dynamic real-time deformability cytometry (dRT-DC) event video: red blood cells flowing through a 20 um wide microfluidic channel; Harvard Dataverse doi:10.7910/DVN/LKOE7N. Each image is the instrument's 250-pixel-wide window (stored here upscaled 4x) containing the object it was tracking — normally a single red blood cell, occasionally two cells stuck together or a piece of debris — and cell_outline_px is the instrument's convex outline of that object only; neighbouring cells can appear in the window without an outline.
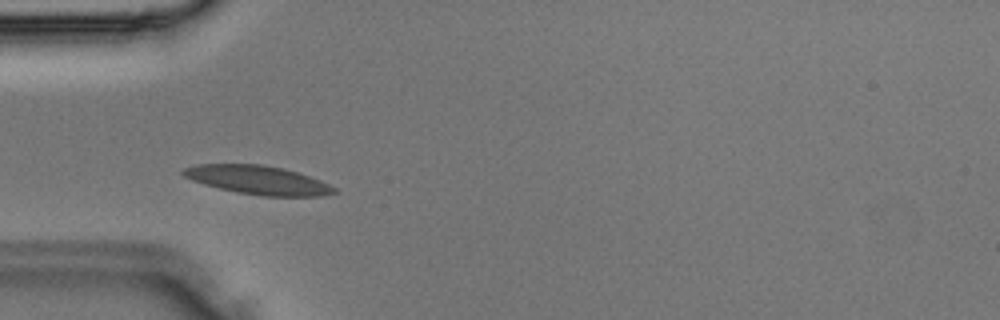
{"species": "Egyptian fruit bat (a non-hibernating species)", "species_latin": "Rousettus aegyptiacus", "temperature_condition": "room temperature", "stored_images_in_passage": 21, "camera_frame_rate_fps": 3000, "um_per_image_px": 0.085, "animal": {"sex": "male"}, "frame": {"image": 1, "passage_image": 3, "time_ms": 0.667, "image_size_px": [1000, 320], "cell_outline_px": [[336, 192], [324, 196], [264, 196], [236, 192], [204, 184], [192, 180], [184, 176], [180, 172], [184, 168], [196, 164], [260, 164], [284, 168], [320, 180], [336, 188]], "centroid_in_image_um": [21.91, 15.3], "position_along_channel_um": 63.1, "area_um2": 25.14}}
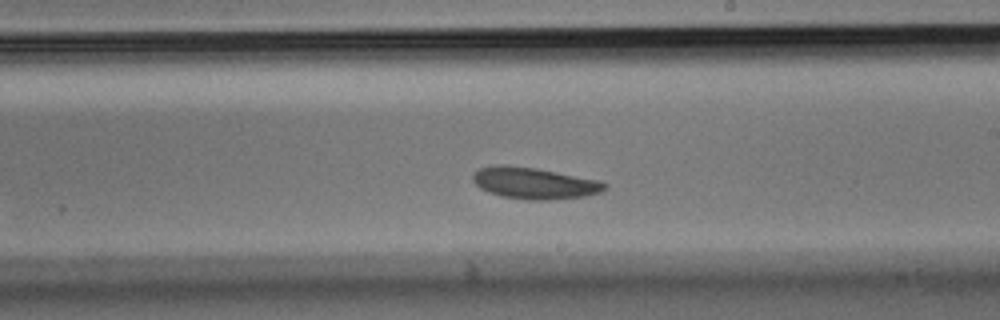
{"frame": {"image": 2, "passage_image": 13, "time_ms": 4.0, "image_size_px": [1000, 320], "cell_outline_px": [[608, 188], [600, 192], [584, 196], [548, 200], [528, 200], [500, 196], [488, 192], [480, 188], [472, 180], [472, 176], [480, 168], [496, 164], [508, 164], [536, 168], [600, 180], [608, 184]], "centroid_in_image_um": [45.41, 15.56], "position_along_channel_um": 243.6, "area_um2": 24.39}}
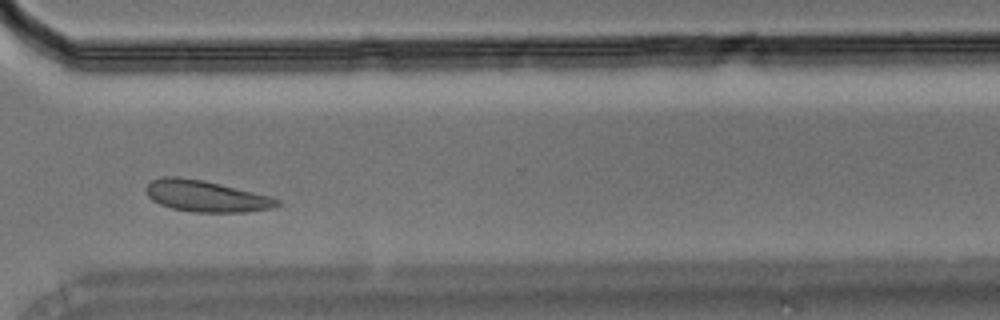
{"frame": {"image": 3, "passage_image": 19, "time_ms": 6.0, "image_size_px": [1000, 320], "cell_outline_px": [[280, 204], [272, 208], [244, 212], [192, 212], [172, 208], [160, 204], [152, 200], [148, 196], [144, 188], [152, 180], [160, 176], [180, 176], [204, 180], [272, 196], [280, 200]], "centroid_in_image_um": [17.49, 16.66], "position_along_channel_um": 353.1, "area_um2": 24.16}}